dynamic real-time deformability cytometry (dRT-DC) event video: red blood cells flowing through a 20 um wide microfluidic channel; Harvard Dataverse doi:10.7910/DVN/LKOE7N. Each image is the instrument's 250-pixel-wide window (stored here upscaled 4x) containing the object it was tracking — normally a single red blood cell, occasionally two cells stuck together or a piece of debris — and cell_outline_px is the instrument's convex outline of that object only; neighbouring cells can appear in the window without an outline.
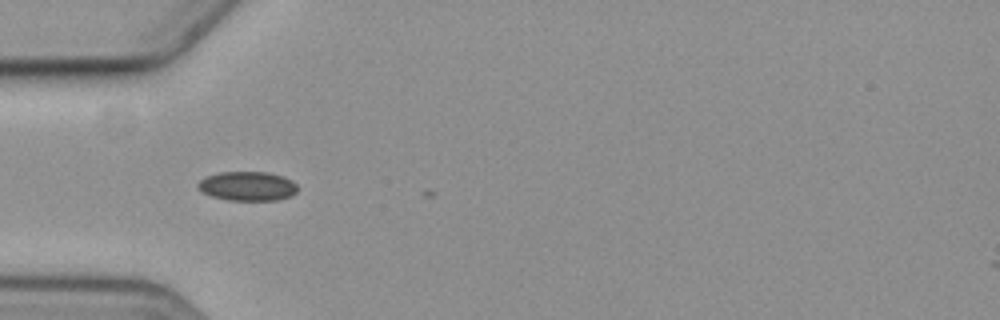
{"species": "common noctule bat (a hibernating species)", "species_latin": "Nyctalus noctula", "temperature_condition": "cold", "stored_images_in_passage": 3, "camera_frame_rate_fps": 3000, "um_per_image_px": 0.085, "animal": {"sex": "female", "body_mass_g": 19.3, "forearm_length_mm": 54.1}, "frame": {"image": 1, "passage_image": 1, "time_ms": 0.0, "image_size_px": [1000, 320], "cell_outline_px": [[296, 192], [292, 196], [276, 200], [228, 200], [212, 196], [200, 192], [196, 184], [200, 180], [208, 176], [220, 172], [268, 172], [284, 176], [292, 180], [296, 184]], "centroid_in_image_um": [21.04, 15.82], "position_along_channel_um": 64.0, "area_um2": 17.05}}